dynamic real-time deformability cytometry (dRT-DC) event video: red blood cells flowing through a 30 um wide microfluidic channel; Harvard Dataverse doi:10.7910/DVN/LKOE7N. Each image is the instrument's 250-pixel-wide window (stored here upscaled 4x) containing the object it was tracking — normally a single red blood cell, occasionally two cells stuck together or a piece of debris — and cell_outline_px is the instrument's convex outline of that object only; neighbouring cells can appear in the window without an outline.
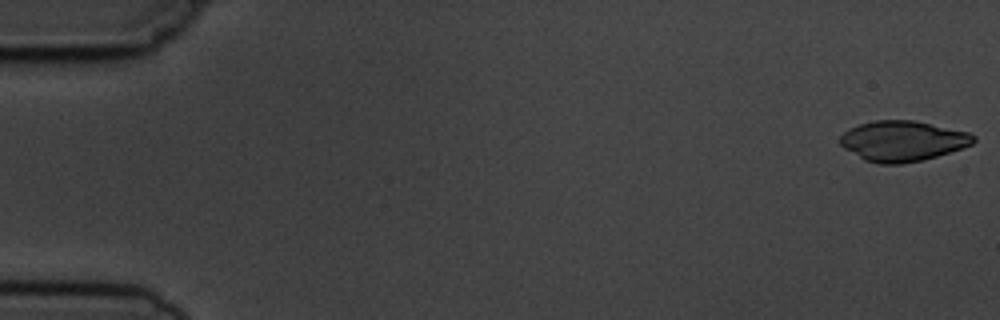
{"species": "common noctule bat (a hibernating species)", "species_latin": "Nyctalus noctula", "temperature_condition": "cold", "stored_images_in_passage": 6, "camera_frame_rate_fps": 3000, "um_per_image_px": 0.085, "animal": {"sex": "male", "body_mass_g": 19.5, "forearm_length_mm": 54.6}, "frame": {"image": 1, "passage_image": 1, "time_ms": 0.0, "image_size_px": [1000, 320], "cell_outline_px": [[976, 140], [972, 144], [924, 160], [900, 164], [880, 164], [864, 160], [844, 148], [840, 144], [840, 136], [848, 128], [860, 124], [876, 120], [912, 120], [968, 132], [976, 136]], "centroid_in_image_um": [76.69, 11.99], "position_along_channel_um": 8.3, "area_um2": 31.21}}